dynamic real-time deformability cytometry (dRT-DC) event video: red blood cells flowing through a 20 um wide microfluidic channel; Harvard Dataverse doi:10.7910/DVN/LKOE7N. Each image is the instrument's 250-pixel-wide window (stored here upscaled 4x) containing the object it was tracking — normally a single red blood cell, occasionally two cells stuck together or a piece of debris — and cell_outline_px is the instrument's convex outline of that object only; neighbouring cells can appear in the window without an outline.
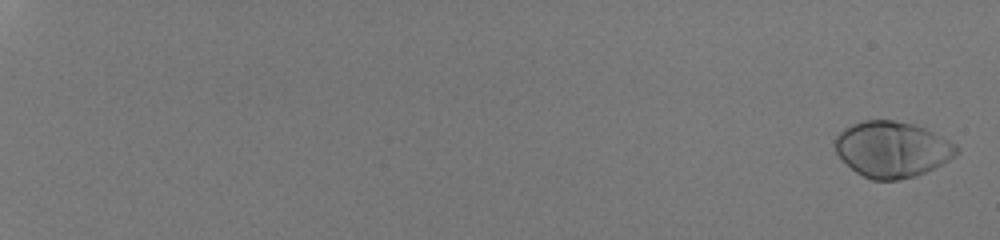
{"species": "human", "species_latin": "Homo sapiens", "temperature_condition": "room temperature", "stored_images_in_passage": 49, "camera_frame_rate_fps": 3000, "um_per_image_px": 0.085, "donor": {"sex": "male"}, "frame": {"image": 1, "passage_image": 2, "time_ms": 0.333, "image_size_px": [1000, 240], "cell_outline_px": [[960, 152], [948, 160], [916, 176], [896, 180], [872, 180], [856, 172], [836, 152], [832, 144], [836, 136], [844, 128], [852, 124], [864, 120], [892, 120], [916, 124], [956, 144], [960, 148]], "centroid_in_image_um": [75.82, 12.68], "position_along_channel_um": 9.2, "area_um2": 39.42}}
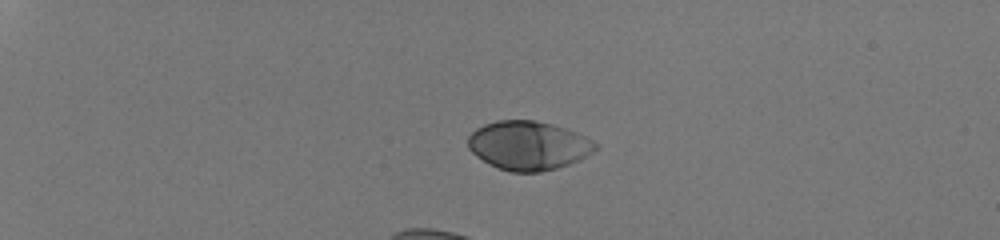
{"frame": {"image": 2, "passage_image": 17, "time_ms": 5.333, "image_size_px": [1000, 240], "cell_outline_px": [[600, 144], [592, 152], [568, 164], [556, 168], [540, 172], [512, 172], [496, 168], [488, 164], [476, 156], [468, 148], [468, 136], [476, 128], [484, 124], [496, 120], [536, 120], [552, 124], [576, 132]], "centroid_in_image_um": [44.87, 12.36], "position_along_channel_um": 40.1, "area_um2": 36.3}}
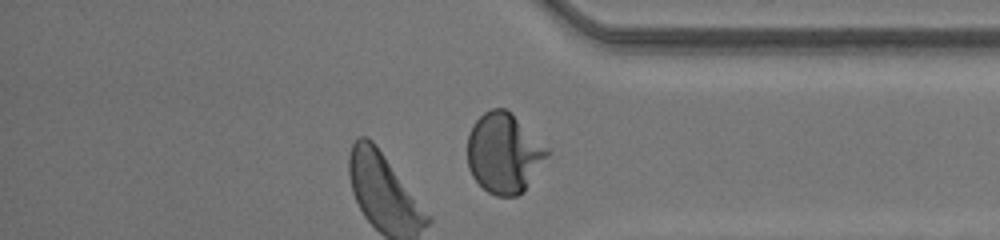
{"frame": {"image": 3, "passage_image": 49, "time_ms": 16.0, "image_size_px": [1000, 240], "cell_outline_px": [[552, 152], [524, 192], [516, 196], [496, 196], [488, 192], [472, 176], [468, 168], [468, 132], [472, 124], [484, 112], [492, 108], [504, 108], [512, 112]], "centroid_in_image_um": [42.86, 13.01], "position_along_channel_um": 392.3, "area_um2": 37.63}, "authors_computed_cell_mechanics": {"area_um2": 37.2232, "velocity_mm_per_s": 4.1773, "shape_relaxation_time_tau1_ms": 3.6179, "shape_relaxation_time_tau2_ms": null, "deformation_change_tau1": 0.1683, "deformation_change_tau2": null}}